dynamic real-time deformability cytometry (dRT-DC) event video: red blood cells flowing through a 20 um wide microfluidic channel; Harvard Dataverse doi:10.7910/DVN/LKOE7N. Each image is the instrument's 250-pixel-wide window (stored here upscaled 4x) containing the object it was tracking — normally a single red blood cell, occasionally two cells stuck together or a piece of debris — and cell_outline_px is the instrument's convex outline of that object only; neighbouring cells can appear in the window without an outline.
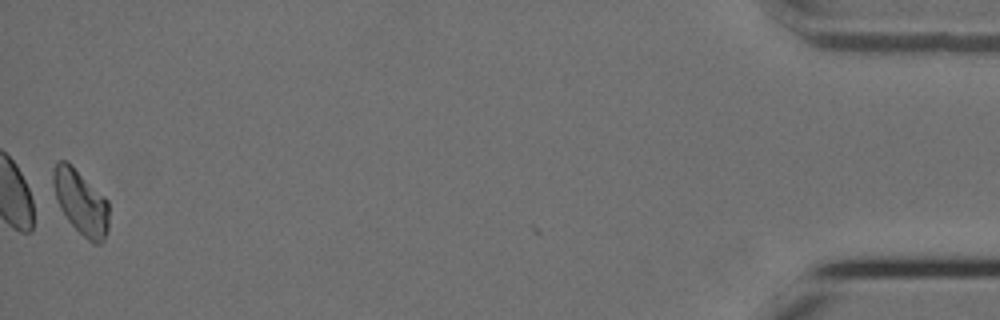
{"species": "Egyptian fruit bat (a non-hibernating species)", "species_latin": "Rousettus aegyptiacus", "temperature_condition": "cold", "stored_images_in_passage": 51, "camera_frame_rate_fps": 3000, "um_per_image_px": 0.085, "animal": {"sex": "female"}, "frame": {"image": 1, "passage_image": 51, "time_ms": 16.667, "image_size_px": [1000, 320], "cell_outline_px": [[108, 228], [104, 240], [100, 244], [92, 244], [68, 220], [60, 208], [52, 184], [52, 168], [60, 160], [64, 160], [104, 196], [108, 200]], "centroid_in_image_um": [6.87, 17.22], "position_along_channel_um": 428.3, "area_um2": 20.52}, "authors_computed_cell_mechanics": {"area_um2": 21.4438, "velocity_mm_per_s": 3.9288, "shape_relaxation_time_tau1_ms": 3.9971, "shape_relaxation_time_tau2_ms": null, "deformation_change_tau1": 0.1563, "deformation_change_tau2": null}}